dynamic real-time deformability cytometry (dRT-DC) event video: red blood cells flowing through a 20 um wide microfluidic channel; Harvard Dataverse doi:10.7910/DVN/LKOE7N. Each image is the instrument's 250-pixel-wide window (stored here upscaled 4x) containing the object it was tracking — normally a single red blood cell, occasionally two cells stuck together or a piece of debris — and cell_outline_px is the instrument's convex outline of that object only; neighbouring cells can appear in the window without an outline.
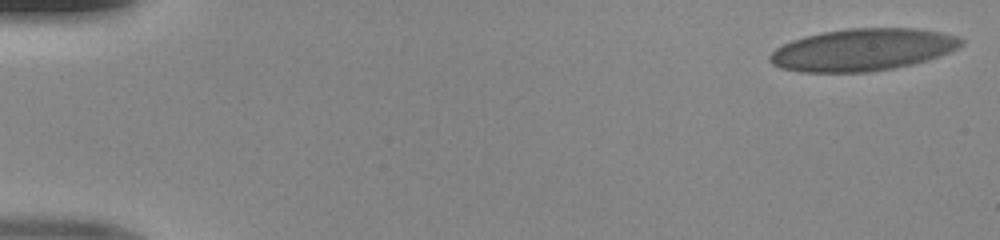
{"species": "human", "species_latin": "Homo sapiens", "temperature_condition": "room temperature", "stored_images_in_passage": 51, "camera_frame_rate_fps": 3000, "um_per_image_px": 0.085, "donor": {"sex": "male"}, "frame": {"image": 1, "passage_image": 1, "time_ms": 0.0, "image_size_px": [1000, 240], "cell_outline_px": [[964, 44], [940, 56], [928, 60], [912, 64], [892, 68], [868, 72], [800, 72], [780, 68], [772, 64], [768, 60], [768, 56], [776, 48], [792, 40], [804, 36], [844, 28], [920, 28], [944, 32], [960, 36], [964, 40]], "centroid_in_image_um": [73.35, 4.22], "position_along_channel_um": 11.7, "area_um2": 47.4}}
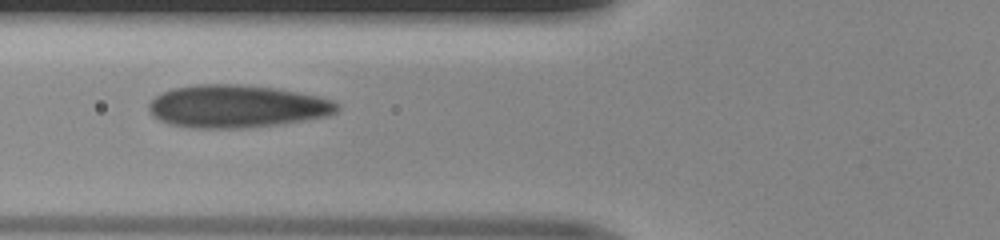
{"frame": {"image": 2, "passage_image": 20, "time_ms": 6.333, "image_size_px": [1000, 240], "cell_outline_px": [[340, 108], [336, 112], [328, 116], [280, 124], [244, 128], [196, 128], [168, 124], [152, 116], [148, 108], [148, 104], [160, 92], [172, 88], [196, 84], [240, 84], [276, 88], [300, 92], [320, 96], [332, 100], [340, 104]], "centroid_in_image_um": [20.13, 9.03], "position_along_channel_um": 105.7, "area_um2": 47.28}}
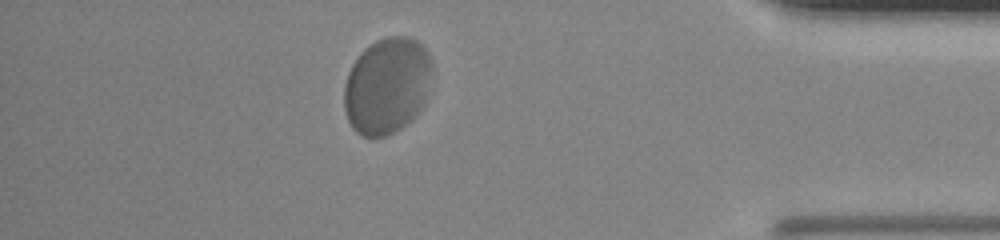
{"frame": {"image": 3, "passage_image": 45, "time_ms": 14.667, "image_size_px": [1000, 240], "cell_outline_px": [[432, 68], [428, 96], [424, 104], [416, 116], [412, 120], [400, 128], [384, 136], [360, 136], [352, 128], [348, 120], [344, 108], [344, 84], [348, 72], [352, 64], [360, 52], [364, 48], [376, 40], [384, 36], [408, 36], [416, 40], [428, 52], [432, 60]], "centroid_in_image_um": [32.9, 7.27], "position_along_channel_um": 402.3, "area_um2": 50.05}}